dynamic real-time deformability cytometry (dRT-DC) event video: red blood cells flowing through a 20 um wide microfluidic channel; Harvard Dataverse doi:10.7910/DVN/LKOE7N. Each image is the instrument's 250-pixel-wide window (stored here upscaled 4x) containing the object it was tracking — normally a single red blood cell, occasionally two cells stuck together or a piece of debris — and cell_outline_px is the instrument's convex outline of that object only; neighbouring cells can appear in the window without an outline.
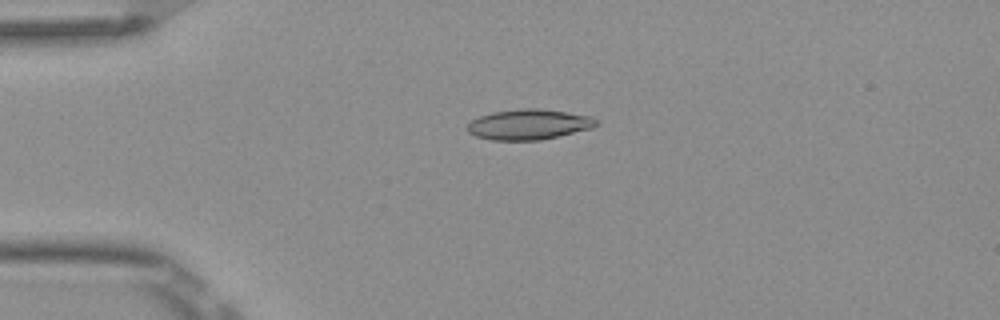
{"species": "Egyptian fruit bat (a non-hibernating species)", "species_latin": "Rousettus aegyptiacus", "temperature_condition": "room temperature", "stored_images_in_passage": 5, "camera_frame_rate_fps": 3000, "um_per_image_px": 0.085, "frame": {"image": 1, "passage_image": 4, "time_ms": 1.0, "image_size_px": [1000, 320], "cell_outline_px": [[600, 124], [592, 128], [540, 140], [492, 140], [476, 136], [468, 132], [468, 124], [472, 120], [480, 116], [492, 112], [524, 108], [536, 108], [592, 116]], "centroid_in_image_um": [44.95, 10.58], "position_along_channel_um": 40.0, "area_um2": 22.6}}